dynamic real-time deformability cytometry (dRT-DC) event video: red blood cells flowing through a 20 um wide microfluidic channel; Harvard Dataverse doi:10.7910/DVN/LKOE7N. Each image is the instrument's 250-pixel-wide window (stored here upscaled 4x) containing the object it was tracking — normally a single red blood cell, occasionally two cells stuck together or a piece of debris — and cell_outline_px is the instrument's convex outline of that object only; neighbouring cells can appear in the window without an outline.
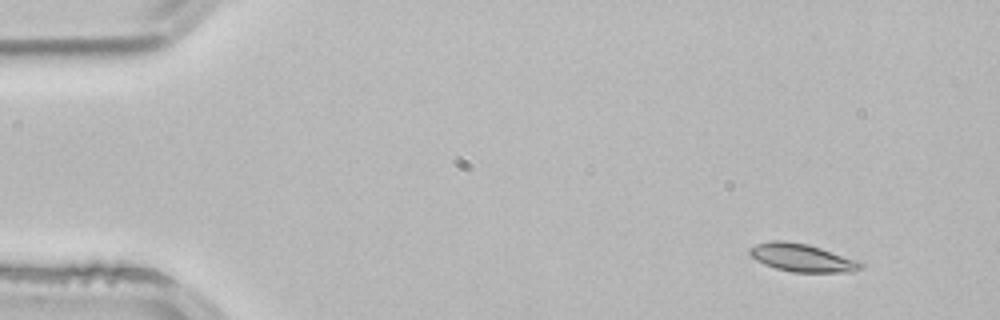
{"species": "common noctule bat (a hibernating species)", "species_latin": "Nyctalus noctula", "temperature_condition": "room temperature", "stored_images_in_passage": 3, "camera_frame_rate_fps": 3000, "um_per_image_px": 0.085, "animal": {"sex": "male", "body_mass_g": 21.5, "forearm_length_mm": 52.0}, "frame": {"image": 1, "passage_image": 1, "time_ms": 0.0, "image_size_px": [1000, 320], "cell_outline_px": [[864, 268], [852, 272], [792, 272], [776, 268], [764, 264], [756, 260], [748, 252], [748, 248], [756, 244], [772, 240], [784, 240], [808, 244], [856, 260], [864, 264]], "centroid_in_image_um": [68.15, 21.91], "position_along_channel_um": 16.8, "area_um2": 18.03}}